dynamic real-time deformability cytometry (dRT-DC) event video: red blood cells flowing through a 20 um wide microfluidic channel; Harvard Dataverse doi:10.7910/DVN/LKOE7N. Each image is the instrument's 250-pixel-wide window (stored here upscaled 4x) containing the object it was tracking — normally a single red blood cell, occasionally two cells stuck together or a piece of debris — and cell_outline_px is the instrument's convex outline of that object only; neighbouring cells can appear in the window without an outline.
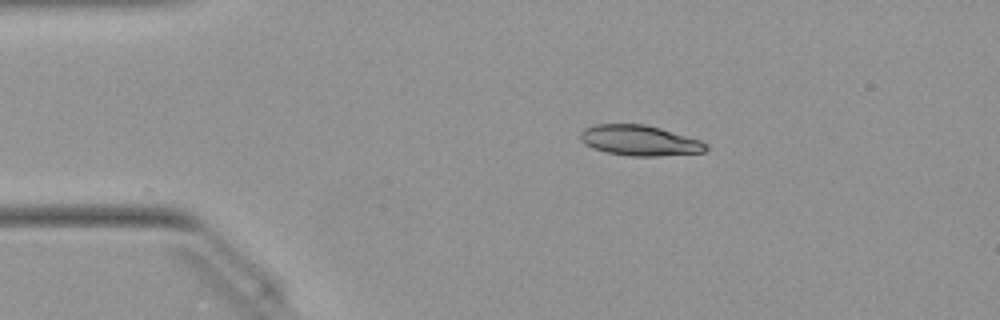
{"species": "Egyptian fruit bat (a non-hibernating species)", "species_latin": "Rousettus aegyptiacus", "temperature_condition": "warm", "stored_images_in_passage": 16, "camera_frame_rate_fps": 3000, "um_per_image_px": 0.085, "animal": {"sex": "female"}, "frame": {"image": 1, "passage_image": 1, "time_ms": 0.0, "image_size_px": [1000, 320], "cell_outline_px": [[708, 148], [704, 152], [660, 156], [632, 156], [604, 152], [592, 148], [584, 144], [580, 140], [580, 132], [584, 128], [592, 124], [644, 124], [660, 128], [700, 140], [708, 144]], "centroid_in_image_um": [54.33, 11.94], "position_along_channel_um": 30.7, "area_um2": 22.43}}
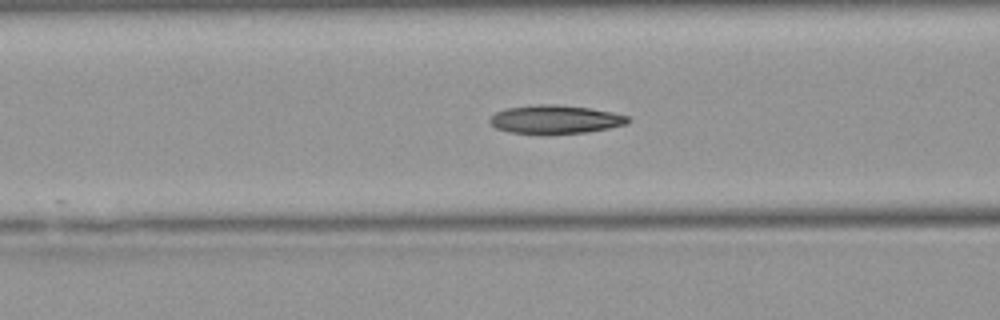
{"frame": {"image": 2, "passage_image": 11, "time_ms": 3.333, "image_size_px": [1000, 320], "cell_outline_px": [[632, 120], [628, 124], [588, 132], [508, 132], [496, 128], [488, 120], [496, 112], [508, 108], [536, 104], [556, 104], [588, 108], [612, 112], [628, 116]], "centroid_in_image_um": [47.24, 10.12], "position_along_channel_um": 119.4, "area_um2": 22.37}}
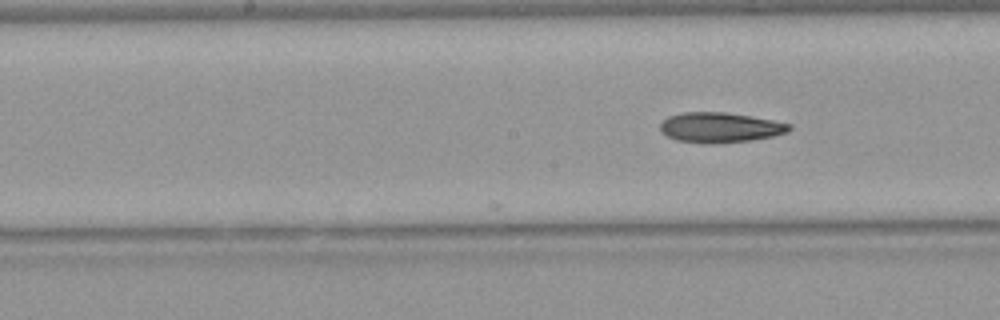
{"frame": {"image": 3, "passage_image": 16, "time_ms": 5.0, "image_size_px": [1000, 320], "cell_outline_px": [[792, 128], [788, 132], [772, 136], [752, 140], [712, 144], [708, 144], [676, 140], [660, 132], [660, 124], [668, 116], [680, 112], [724, 112], [752, 116], [792, 124]], "centroid_in_image_um": [61.2, 10.83], "position_along_channel_um": 187.0, "area_um2": 22.77}}